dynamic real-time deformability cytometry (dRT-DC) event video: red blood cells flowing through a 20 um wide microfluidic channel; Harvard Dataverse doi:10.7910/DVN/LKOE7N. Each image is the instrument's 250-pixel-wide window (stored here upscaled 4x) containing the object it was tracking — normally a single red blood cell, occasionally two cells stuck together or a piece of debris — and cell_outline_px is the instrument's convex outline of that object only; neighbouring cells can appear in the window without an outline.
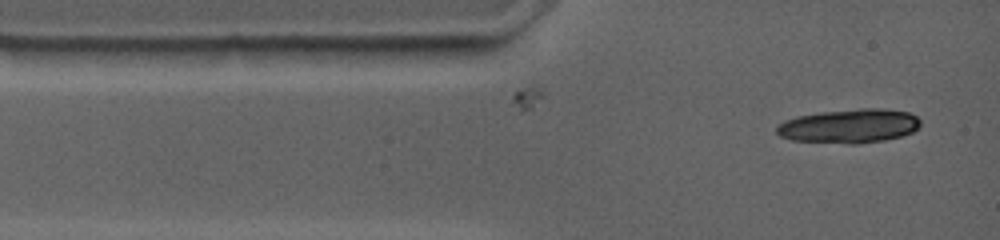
{"species": "common noctule bat (a hibernating species)", "species_latin": "Nyctalus noctula", "temperature_condition": "warm", "stored_images_in_passage": 3, "camera_frame_rate_fps": 4500, "um_per_image_px": 0.085, "animal": {"sex": "female", "body_mass_g": 19.0, "forearm_length_mm": 53.3}, "frame": {"image": 1, "passage_image": 3, "time_ms": 1.111, "image_size_px": [1000, 240], "cell_outline_px": [[920, 124], [912, 132], [900, 136], [884, 140], [856, 144], [848, 144], [792, 140], [780, 136], [776, 132], [776, 124], [784, 120], [796, 116], [820, 112], [860, 108], [880, 108], [908, 112], [916, 116], [920, 120]], "centroid_in_image_um": [72.14, 10.71], "position_along_channel_um": 12.9, "area_um2": 28.61}}